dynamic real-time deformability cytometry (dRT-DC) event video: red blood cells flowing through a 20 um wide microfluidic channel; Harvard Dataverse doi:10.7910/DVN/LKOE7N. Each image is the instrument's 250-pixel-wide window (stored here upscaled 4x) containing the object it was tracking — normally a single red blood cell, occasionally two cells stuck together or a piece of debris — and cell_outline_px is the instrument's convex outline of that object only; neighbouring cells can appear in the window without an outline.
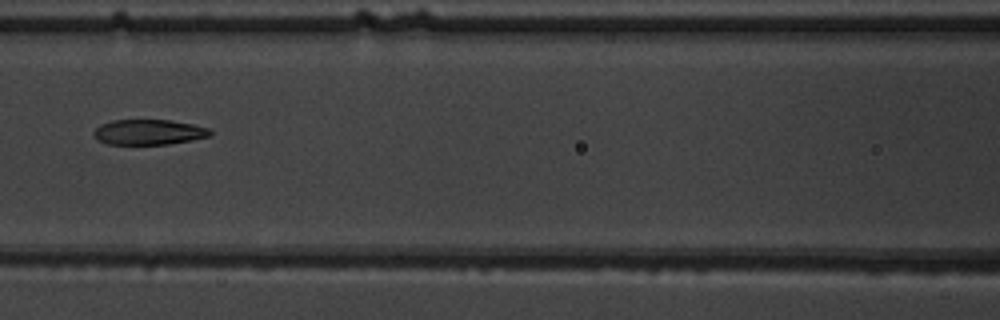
{"species": "common noctule bat (a hibernating species)", "species_latin": "Nyctalus noctula", "temperature_condition": "warm", "stored_images_in_passage": 6, "camera_frame_rate_fps": 3000, "um_per_image_px": 0.085, "animal": {"sex": "male", "body_mass_g": 19.5, "forearm_length_mm": 54.6}, "frame": {"image": 1, "passage_image": 5, "time_ms": 4.667, "image_size_px": [1000, 320], "cell_outline_px": [[212, 132], [208, 136], [192, 140], [168, 144], [104, 144], [92, 136], [92, 132], [100, 124], [112, 120], [168, 120], [192, 124], [208, 128]], "centroid_in_image_um": [12.58, 11.23], "position_along_channel_um": 154.0, "area_um2": 17.17}}
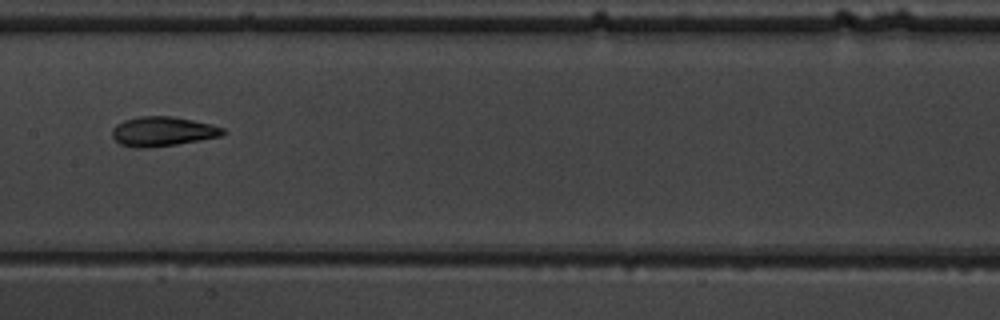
{"frame": {"image": 2, "passage_image": 6, "time_ms": 5.667, "image_size_px": [1000, 320], "cell_outline_px": [[224, 132], [220, 136], [176, 144], [148, 148], [136, 148], [120, 144], [112, 136], [112, 128], [116, 124], [124, 120], [140, 116], [172, 116], [212, 124], [224, 128]], "centroid_in_image_um": [13.78, 11.17], "position_along_channel_um": 193.6, "area_um2": 18.96}}